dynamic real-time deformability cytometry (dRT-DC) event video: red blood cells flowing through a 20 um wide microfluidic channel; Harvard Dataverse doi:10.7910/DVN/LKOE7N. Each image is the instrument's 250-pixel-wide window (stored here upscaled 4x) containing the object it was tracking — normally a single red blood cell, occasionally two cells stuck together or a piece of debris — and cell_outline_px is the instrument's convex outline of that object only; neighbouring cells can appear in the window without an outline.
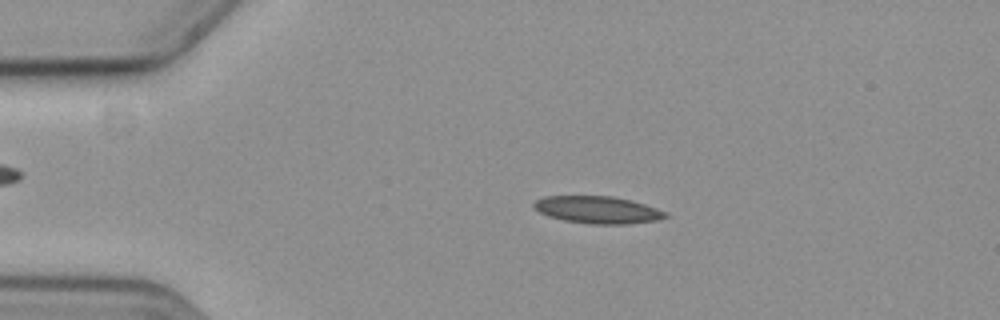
{"species": "common noctule bat (a hibernating species)", "species_latin": "Nyctalus noctula", "temperature_condition": "cold", "stored_images_in_passage": 58, "camera_frame_rate_fps": 3000, "um_per_image_px": 0.085, "animal": {"sex": "female", "body_mass_g": 19.3, "forearm_length_mm": 54.1}, "frame": {"image": 1, "passage_image": 12, "time_ms": 3.667, "image_size_px": [1000, 320], "cell_outline_px": [[668, 216], [656, 220], [628, 224], [588, 224], [564, 220], [548, 216], [540, 212], [532, 204], [536, 200], [544, 196], [612, 196], [644, 204], [668, 212]], "centroid_in_image_um": [50.79, 17.84], "position_along_channel_um": 34.2, "area_um2": 20.75}}
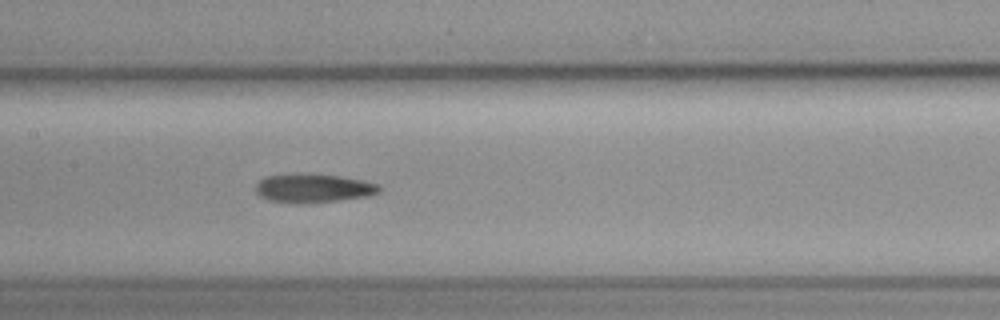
{"frame": {"image": 2, "passage_image": 28, "time_ms": 9.0, "image_size_px": [1000, 320], "cell_outline_px": [[380, 192], [368, 196], [336, 200], [300, 204], [296, 204], [268, 200], [260, 196], [256, 192], [256, 184], [264, 176], [296, 172], [340, 176], [364, 180], [376, 184], [380, 188]], "centroid_in_image_um": [26.57, 15.98], "position_along_channel_um": 180.8, "area_um2": 20.98}}
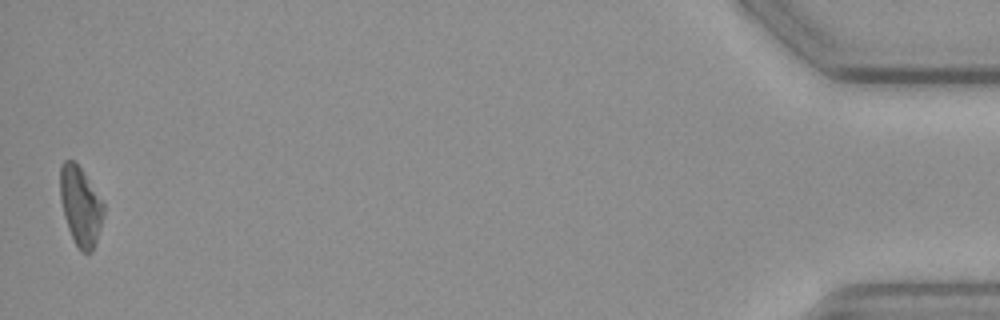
{"frame": {"image": 3, "passage_image": 57, "time_ms": 18.667, "image_size_px": [1000, 320], "cell_outline_px": [[104, 216], [92, 252], [80, 252], [68, 228], [64, 216], [60, 200], [60, 164], [64, 160], [72, 160], [84, 172], [104, 204]], "centroid_in_image_um": [6.83, 17.5], "position_along_channel_um": 428.4, "area_um2": 19.88}}